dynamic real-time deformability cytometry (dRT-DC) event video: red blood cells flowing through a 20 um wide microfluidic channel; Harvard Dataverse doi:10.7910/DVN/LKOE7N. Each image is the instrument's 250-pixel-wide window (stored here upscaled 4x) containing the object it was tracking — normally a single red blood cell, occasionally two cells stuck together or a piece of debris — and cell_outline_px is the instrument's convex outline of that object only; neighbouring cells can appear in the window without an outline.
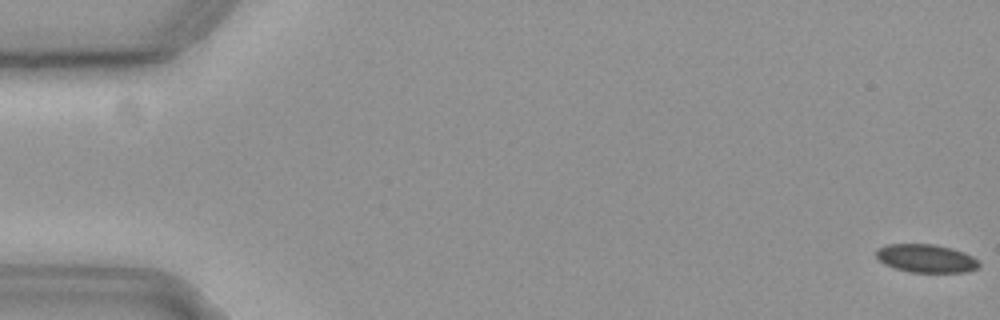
{"species": "common noctule bat (a hibernating species)", "species_latin": "Nyctalus noctula", "temperature_condition": "cold", "stored_images_in_passage": 58, "camera_frame_rate_fps": 3000, "um_per_image_px": 0.085, "animal": {"sex": "female", "body_mass_g": 19.3, "forearm_length_mm": 54.1}, "frame": {"image": 1, "passage_image": 1, "time_ms": 0.0, "image_size_px": [1000, 320], "cell_outline_px": [[980, 264], [976, 268], [964, 272], [912, 272], [896, 268], [884, 264], [876, 256], [876, 248], [888, 244], [936, 244], [952, 248], [964, 252], [972, 256]], "centroid_in_image_um": [78.7, 21.95], "position_along_channel_um": 6.3, "area_um2": 16.82}}
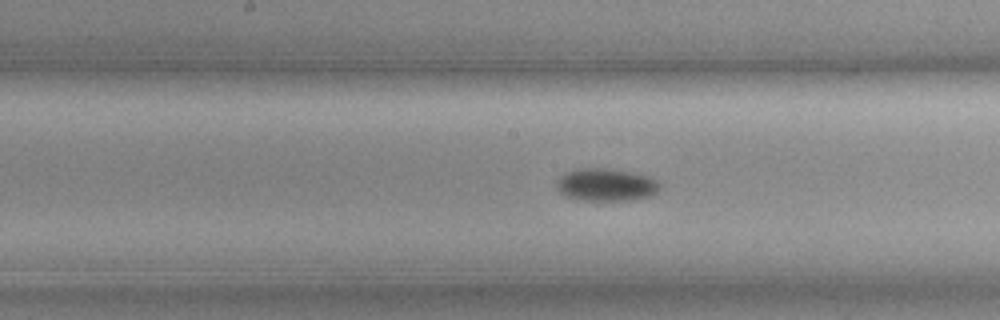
{"frame": {"image": 2, "passage_image": 30, "time_ms": 9.667, "image_size_px": [1000, 320], "cell_outline_px": [[660, 188], [656, 192], [648, 196], [632, 200], [580, 200], [564, 196], [556, 188], [556, 180], [560, 176], [576, 168], [608, 168], [648, 176], [656, 180], [660, 184]], "centroid_in_image_um": [51.47, 15.7], "position_along_channel_um": 196.7, "area_um2": 19.59}}
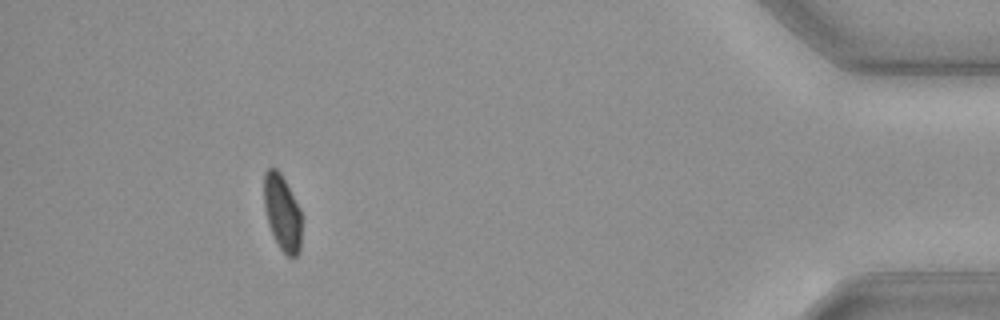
{"frame": {"image": 3, "passage_image": 53, "time_ms": 17.333, "image_size_px": [1000, 320], "cell_outline_px": [[300, 252], [292, 260], [280, 248], [268, 224], [264, 208], [264, 172], [268, 168], [276, 168], [280, 172], [300, 208]], "centroid_in_image_um": [23.98, 18.08], "position_along_channel_um": 411.2, "area_um2": 16.53}, "authors_computed_cell_mechanics": {"area_um2": 17.6001, "velocity_mm_per_s": 3.6455, "shape_relaxation_time_tau1_ms": 3.8528, "shape_relaxation_time_tau2_ms": null, "deformation_change_tau1": 0.0621, "deformation_change_tau2": null}}